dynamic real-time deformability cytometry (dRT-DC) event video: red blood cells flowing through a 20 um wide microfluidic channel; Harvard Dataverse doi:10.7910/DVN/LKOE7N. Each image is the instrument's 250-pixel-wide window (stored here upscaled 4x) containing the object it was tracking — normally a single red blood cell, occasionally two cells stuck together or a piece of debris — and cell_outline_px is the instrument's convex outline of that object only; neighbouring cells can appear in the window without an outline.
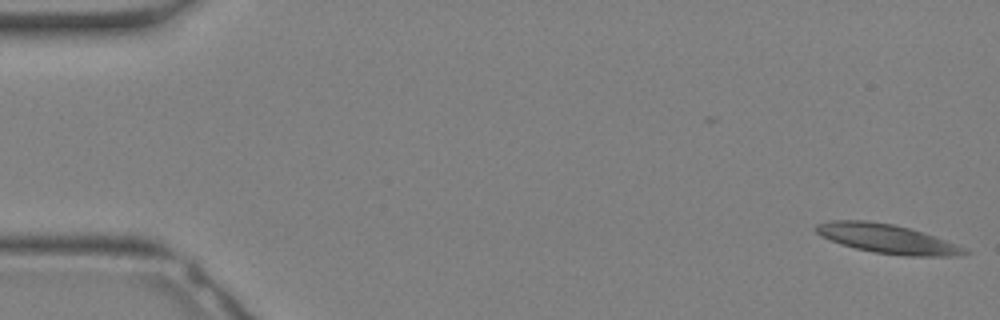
{"species": "Egyptian fruit bat (a non-hibernating species)", "species_latin": "Rousettus aegyptiacus", "temperature_condition": "warm", "stored_images_in_passage": 16, "camera_frame_rate_fps": 3000, "um_per_image_px": 0.085, "animal": {"sex": "female"}, "frame": {"image": 1, "passage_image": 1, "time_ms": 0.0, "image_size_px": [1000, 320], "cell_outline_px": [[972, 252], [960, 256], [904, 256], [876, 252], [856, 248], [840, 244], [820, 236], [812, 228], [816, 224], [832, 220], [864, 220], [892, 224], [908, 228], [936, 236], [968, 248]], "centroid_in_image_um": [75.44, 20.3], "position_along_channel_um": 9.6, "area_um2": 25.43}}
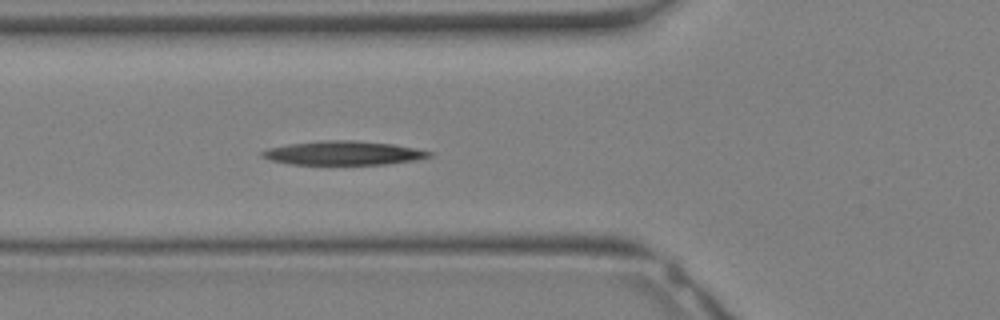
{"frame": {"image": 2, "passage_image": 12, "time_ms": 3.667, "image_size_px": [1000, 320], "cell_outline_px": [[432, 156], [416, 160], [388, 164], [288, 164], [272, 160], [260, 156], [260, 152], [268, 148], [292, 144], [324, 140], [352, 140], [392, 144], [416, 148], [432, 152]], "centroid_in_image_um": [29.21, 13.01], "position_along_channel_um": 96.6, "area_um2": 23.12}}
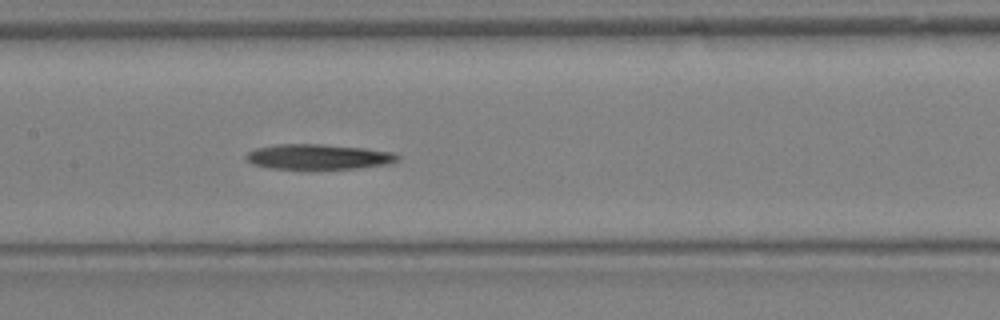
{"frame": {"image": 3, "passage_image": 16, "time_ms": 5.0, "image_size_px": [1000, 320], "cell_outline_px": [[400, 160], [392, 164], [356, 168], [268, 168], [252, 164], [244, 156], [248, 152], [256, 148], [276, 144], [324, 144], [364, 148], [396, 152], [400, 156]], "centroid_in_image_um": [27.12, 13.31], "position_along_channel_um": 180.3, "area_um2": 22.31}}